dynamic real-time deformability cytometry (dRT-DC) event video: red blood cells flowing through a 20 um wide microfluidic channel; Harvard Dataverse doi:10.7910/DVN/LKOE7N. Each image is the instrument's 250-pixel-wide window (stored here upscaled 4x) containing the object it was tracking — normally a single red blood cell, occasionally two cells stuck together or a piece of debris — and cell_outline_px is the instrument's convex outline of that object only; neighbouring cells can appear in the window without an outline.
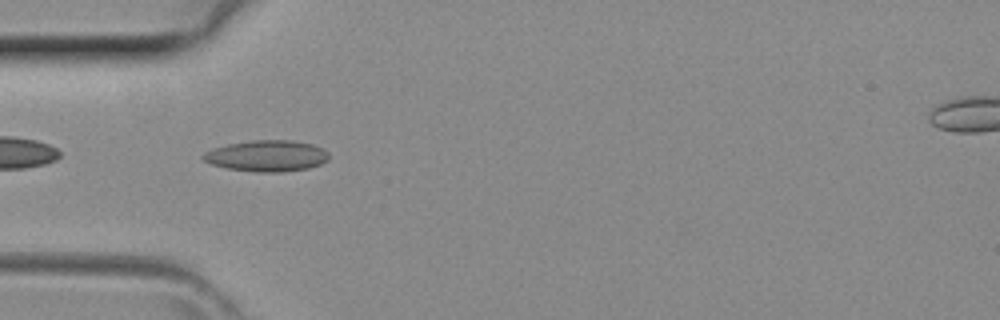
{"species": "common noctule bat (a hibernating species)", "species_latin": "Nyctalus noctula", "temperature_condition": "room temperature", "stored_images_in_passage": 30, "camera_frame_rate_fps": 3000, "um_per_image_px": 0.085, "animal": {"sex": "female", "body_mass_g": 29.2, "forearm_length_mm": 56.3}, "frame": {"image": 1, "passage_image": 1, "time_ms": 0.0, "image_size_px": [1000, 320], "cell_outline_px": [[328, 160], [320, 164], [308, 168], [280, 172], [256, 172], [228, 168], [212, 164], [204, 160], [200, 156], [204, 152], [212, 148], [228, 144], [252, 140], [292, 140], [312, 144], [328, 152]], "centroid_in_image_um": [22.66, 13.24], "position_along_channel_um": 62.3, "area_um2": 22.77}}
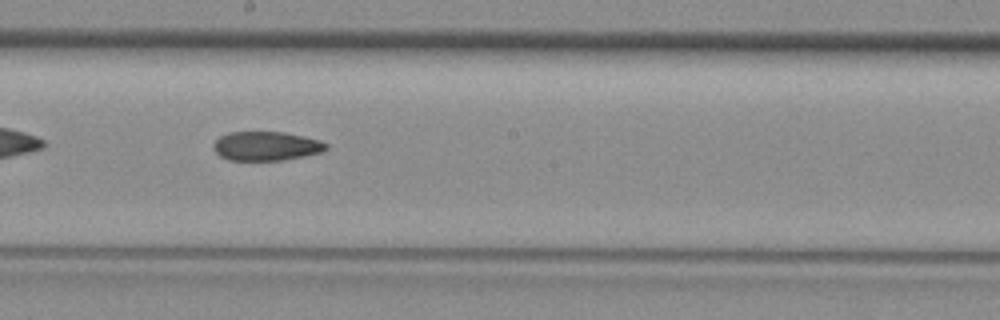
{"frame": {"image": 2, "passage_image": 11, "time_ms": 3.333, "image_size_px": [1000, 320], "cell_outline_px": [[328, 148], [324, 152], [284, 160], [228, 160], [220, 156], [212, 148], [212, 144], [220, 136], [228, 132], [280, 132], [320, 140], [328, 144]], "centroid_in_image_um": [22.61, 12.42], "position_along_channel_um": 225.6, "area_um2": 19.13}}
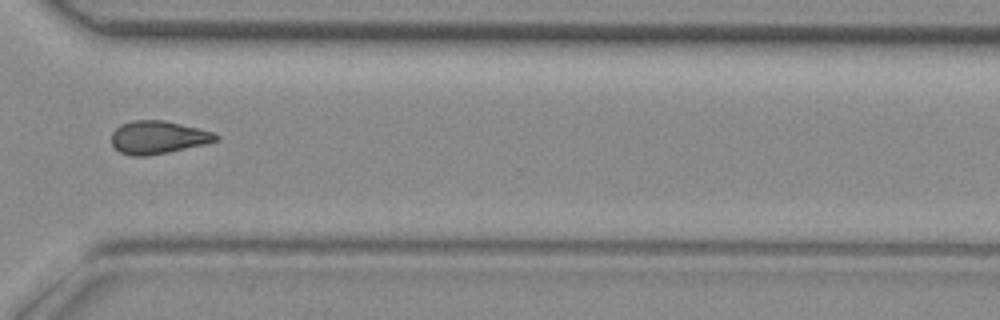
{"frame": {"image": 3, "passage_image": 19, "time_ms": 6.0, "image_size_px": [1000, 320], "cell_outline_px": [[220, 140], [204, 144], [168, 152], [148, 156], [132, 156], [120, 152], [112, 144], [112, 132], [120, 124], [132, 120], [164, 120], [212, 132], [220, 136]], "centroid_in_image_um": [13.41, 11.67], "position_along_channel_um": 357.2, "area_um2": 19.94}}